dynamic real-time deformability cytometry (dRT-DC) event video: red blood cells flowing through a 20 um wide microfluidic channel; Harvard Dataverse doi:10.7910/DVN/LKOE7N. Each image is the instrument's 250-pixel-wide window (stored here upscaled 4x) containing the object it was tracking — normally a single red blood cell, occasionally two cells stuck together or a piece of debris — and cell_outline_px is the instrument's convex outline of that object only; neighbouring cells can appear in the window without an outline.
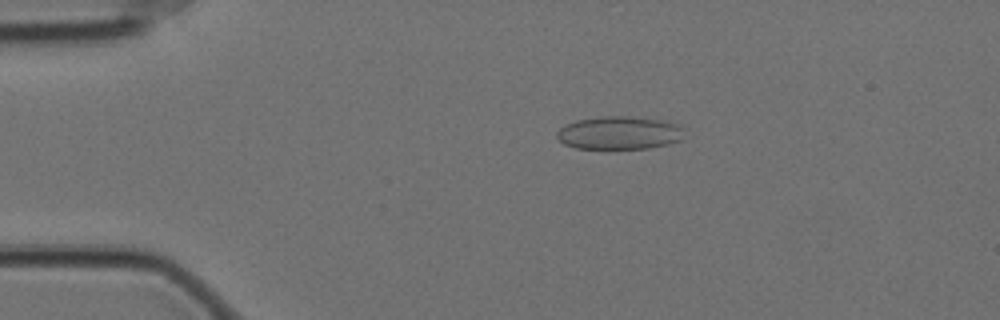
{"species": "Egyptian fruit bat (a non-hibernating species)", "species_latin": "Rousettus aegyptiacus", "temperature_condition": "cold", "stored_images_in_passage": 51, "camera_frame_rate_fps": 3000, "um_per_image_px": 0.085, "animal": {"sex": "female"}, "frame": {"image": 1, "passage_image": 7, "time_ms": 2.0, "image_size_px": [1000, 320], "cell_outline_px": [[680, 140], [668, 144], [648, 148], [604, 152], [576, 148], [564, 144], [556, 136], [556, 132], [560, 128], [576, 120], [600, 116], [628, 116], [660, 120], [680, 124]], "centroid_in_image_um": [52.56, 11.34], "position_along_channel_um": 32.4, "area_um2": 25.26}}
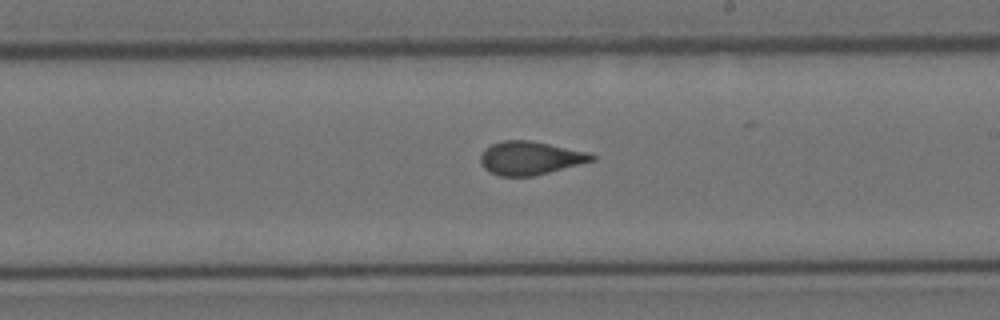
{"frame": {"image": 2, "passage_image": 29, "time_ms": 9.333, "image_size_px": [1000, 320], "cell_outline_px": [[596, 160], [532, 176], [500, 176], [484, 168], [480, 164], [480, 152], [484, 148], [492, 144], [504, 140], [528, 140], [588, 152], [596, 156]], "centroid_in_image_um": [45.03, 13.43], "position_along_channel_um": 244.0, "area_um2": 21.5}}
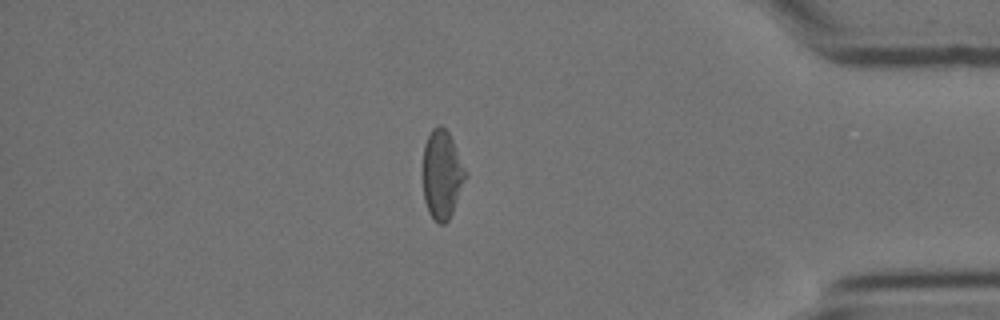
{"frame": {"image": 3, "passage_image": 45, "time_ms": 14.667, "image_size_px": [1000, 320], "cell_outline_px": [[468, 176], [452, 212], [448, 220], [444, 224], [440, 224], [428, 212], [424, 200], [424, 144], [432, 128], [440, 124], [448, 132], [468, 172]], "centroid_in_image_um": [37.6, 14.82], "position_along_channel_um": 397.6, "area_um2": 21.91}, "authors_computed_cell_mechanics": {"area_um2": 22.3108, "velocity_mm_per_s": 3.5007, "shape_relaxation_time_tau1_ms": null, "shape_relaxation_time_tau2_ms": 1.2015, "deformation_change_tau1": null, "deformation_change_tau2": 0.0412}}